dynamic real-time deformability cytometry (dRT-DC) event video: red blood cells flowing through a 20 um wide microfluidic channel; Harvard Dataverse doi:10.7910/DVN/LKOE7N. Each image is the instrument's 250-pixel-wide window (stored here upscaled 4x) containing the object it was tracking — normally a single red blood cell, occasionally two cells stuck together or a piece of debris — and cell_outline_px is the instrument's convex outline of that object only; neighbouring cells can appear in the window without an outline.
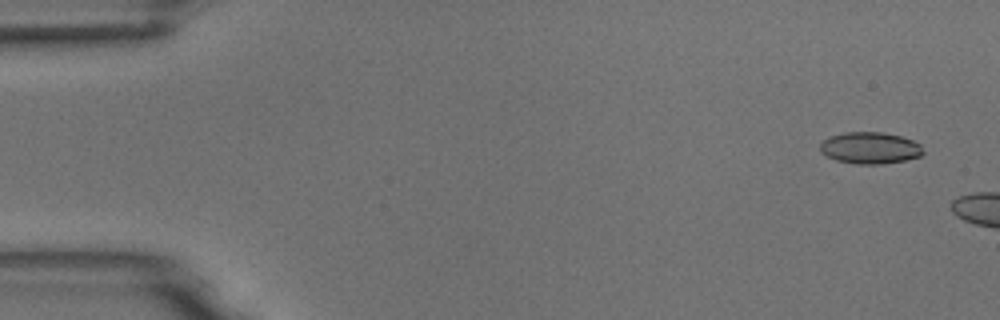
{"species": "common noctule bat (a hibernating species)", "species_latin": "Nyctalus noctula", "temperature_condition": "room temperature", "stored_images_in_passage": 4, "camera_frame_rate_fps": 3000, "um_per_image_px": 0.085, "animal": {"sex": "male", "body_mass_g": 18.8}, "frame": {"image": 1, "passage_image": 1, "time_ms": 0.0, "image_size_px": [1000, 320], "cell_outline_px": [[924, 152], [920, 156], [904, 160], [876, 164], [860, 164], [836, 160], [820, 152], [820, 144], [824, 140], [832, 136], [844, 132], [884, 132], [900, 136], [912, 140], [920, 144]], "centroid_in_image_um": [73.96, 12.56], "position_along_channel_um": 11.0, "area_um2": 18.79}}